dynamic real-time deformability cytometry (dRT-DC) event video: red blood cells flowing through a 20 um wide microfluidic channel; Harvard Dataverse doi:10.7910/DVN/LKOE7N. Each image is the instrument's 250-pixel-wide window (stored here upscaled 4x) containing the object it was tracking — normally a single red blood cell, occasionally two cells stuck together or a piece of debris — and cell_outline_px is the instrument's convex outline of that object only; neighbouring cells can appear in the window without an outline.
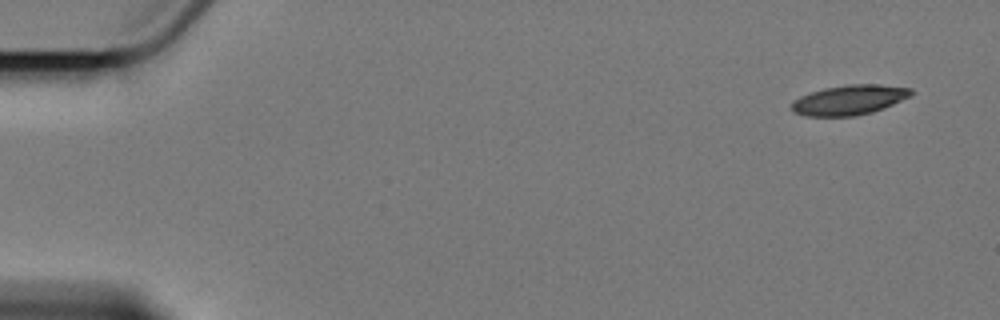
{"species": "Egyptian fruit bat (a non-hibernating species)", "species_latin": "Rousettus aegyptiacus", "temperature_condition": "cold", "stored_images_in_passage": 5, "camera_frame_rate_fps": 3000, "um_per_image_px": 0.085, "animal": {"sex": "female"}, "frame": {"image": 1, "passage_image": 1, "time_ms": 0.0, "image_size_px": [1000, 320], "cell_outline_px": [[912, 92], [908, 96], [884, 108], [872, 112], [856, 116], [804, 116], [792, 112], [792, 100], [800, 96], [824, 88], [848, 84], [880, 84], [912, 88]], "centroid_in_image_um": [72.14, 8.49], "position_along_channel_um": 12.9, "area_um2": 20.75}}
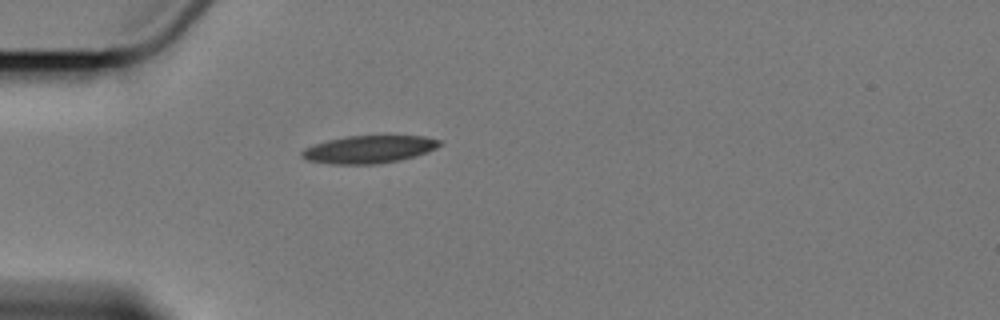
{"frame": {"image": 2, "passage_image": 5, "time_ms": 4.667, "image_size_px": [1000, 320], "cell_outline_px": [[440, 144], [436, 148], [400, 160], [380, 164], [328, 164], [308, 160], [300, 156], [300, 152], [304, 148], [328, 140], [344, 136], [424, 136], [440, 140]], "centroid_in_image_um": [31.3, 12.7], "position_along_channel_um": 53.7, "area_um2": 22.02}}